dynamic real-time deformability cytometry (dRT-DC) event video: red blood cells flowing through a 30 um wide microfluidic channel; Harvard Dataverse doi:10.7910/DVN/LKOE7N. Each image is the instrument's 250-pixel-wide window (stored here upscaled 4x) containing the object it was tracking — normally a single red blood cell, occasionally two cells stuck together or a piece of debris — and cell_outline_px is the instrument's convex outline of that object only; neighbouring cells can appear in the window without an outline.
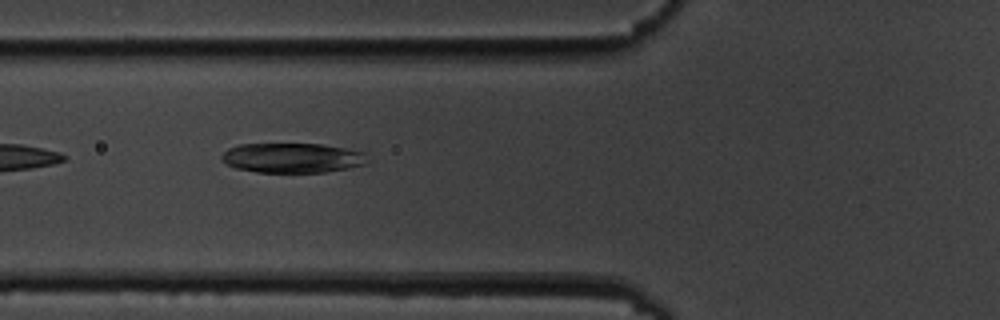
{"species": "common noctule bat (a hibernating species)", "species_latin": "Nyctalus noctula", "temperature_condition": "cold", "stored_images_in_passage": 6, "camera_frame_rate_fps": 3000, "um_per_image_px": 0.085, "animal": {"sex": "male", "body_mass_g": 19.5, "forearm_length_mm": 54.6}, "frame": {"image": 1, "passage_image": 5, "time_ms": 5.667, "image_size_px": [1000, 320], "cell_outline_px": [[372, 160], [364, 164], [348, 168], [324, 172], [256, 172], [236, 168], [228, 164], [220, 156], [228, 148], [240, 144], [320, 144], [344, 148], [364, 152]], "centroid_in_image_um": [24.88, 13.42], "position_along_channel_um": 100.9, "area_um2": 25.26}}